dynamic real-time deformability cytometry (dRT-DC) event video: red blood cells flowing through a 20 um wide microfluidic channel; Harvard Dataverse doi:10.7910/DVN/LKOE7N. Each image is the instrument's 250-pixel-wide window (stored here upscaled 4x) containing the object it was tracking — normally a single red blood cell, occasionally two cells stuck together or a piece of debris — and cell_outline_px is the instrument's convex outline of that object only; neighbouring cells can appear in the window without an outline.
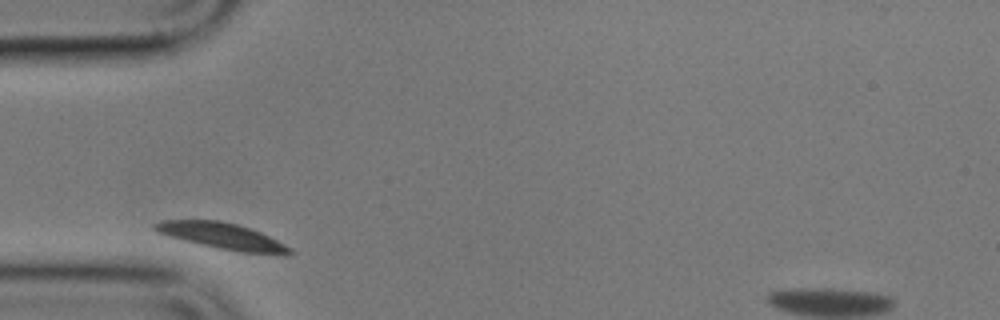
{"species": "common noctule bat (a hibernating species)", "species_latin": "Nyctalus noctula", "temperature_condition": "cold", "stored_images_in_passage": 3, "camera_frame_rate_fps": 3000, "um_per_image_px": 0.085, "animal": {"sex": "male", "body_mass_g": 17.9}, "frame": {"image": 1, "passage_image": 2, "time_ms": 1.0, "image_size_px": [1000, 320], "cell_outline_px": [[296, 252], [292, 256], [284, 256], [240, 252], [220, 248], [156, 232], [152, 228], [152, 224], [164, 220], [220, 220], [236, 224], [260, 232], [292, 248]], "centroid_in_image_um": [19.01, 20.09], "position_along_channel_um": 66.0, "area_um2": 20.46}}
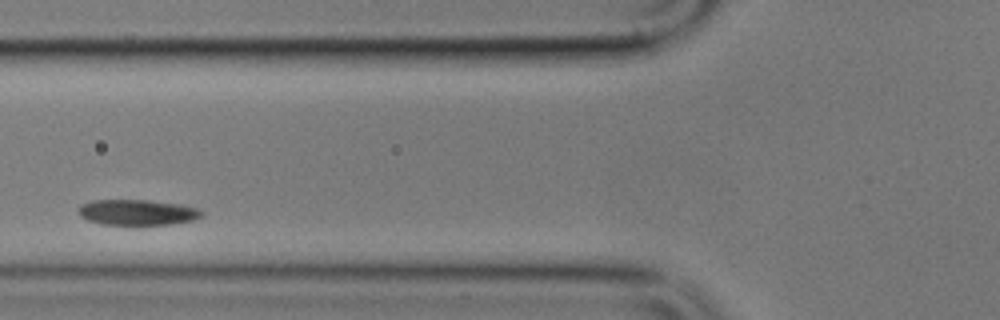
{"frame": {"image": 2, "passage_image": 3, "time_ms": 2.667, "image_size_px": [1000, 320], "cell_outline_px": [[204, 212], [200, 216], [192, 220], [172, 224], [140, 228], [100, 224], [88, 220], [80, 216], [80, 204], [92, 200], [148, 200], [180, 204], [200, 208]], "centroid_in_image_um": [11.69, 18.1], "position_along_channel_um": 114.1, "area_um2": 19.31}}